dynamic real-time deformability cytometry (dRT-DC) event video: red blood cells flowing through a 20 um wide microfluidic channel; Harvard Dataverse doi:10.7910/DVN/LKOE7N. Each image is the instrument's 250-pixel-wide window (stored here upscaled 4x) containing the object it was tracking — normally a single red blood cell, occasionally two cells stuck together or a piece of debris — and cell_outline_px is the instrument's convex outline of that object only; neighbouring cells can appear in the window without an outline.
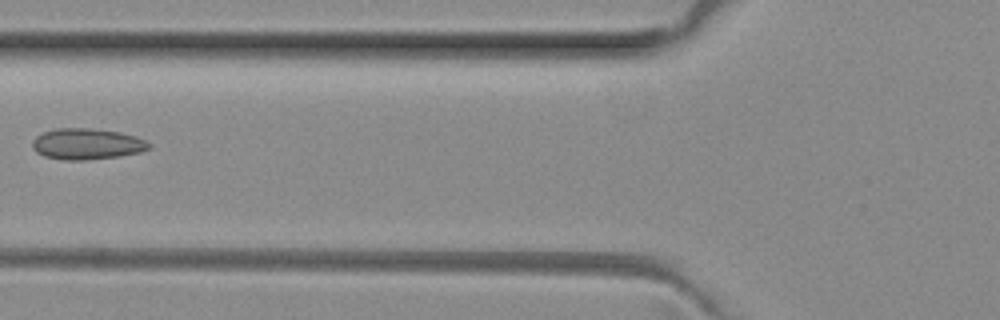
{"species": "common noctule bat (a hibernating species)", "species_latin": "Nyctalus noctula", "temperature_condition": "room temperature", "stored_images_in_passage": 7, "camera_frame_rate_fps": 3000, "um_per_image_px": 0.085, "animal": {"sex": "female", "body_mass_g": 29.2, "forearm_length_mm": 56.3}, "frame": {"image": 1, "passage_image": 6, "time_ms": 1.667, "image_size_px": [1000, 320], "cell_outline_px": [[152, 148], [140, 152], [120, 156], [84, 160], [64, 160], [44, 156], [36, 152], [32, 148], [32, 140], [36, 136], [44, 132], [56, 128], [88, 128], [120, 132], [136, 136], [152, 144]], "centroid_in_image_um": [7.39, 12.24], "position_along_channel_um": 118.4, "area_um2": 21.21}}
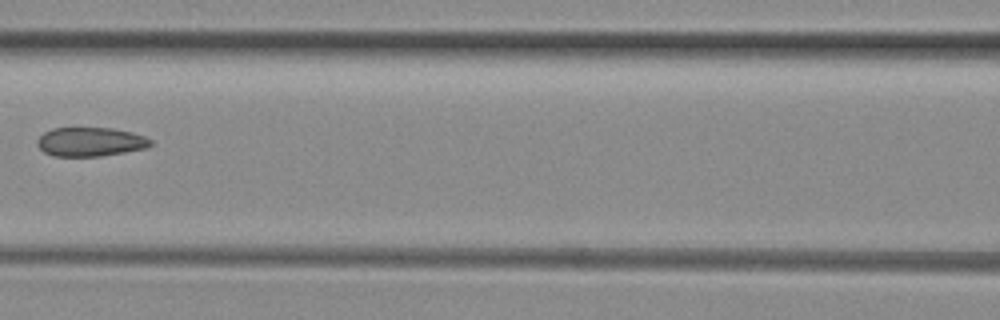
{"frame": {"image": 2, "passage_image": 7, "time_ms": 2.0, "image_size_px": [1000, 320], "cell_outline_px": [[152, 144], [148, 148], [100, 156], [52, 156], [44, 152], [36, 144], [36, 140], [44, 132], [52, 128], [112, 128], [132, 132], [144, 136], [152, 140]], "centroid_in_image_um": [7.68, 12.05], "position_along_channel_um": 158.9, "area_um2": 19.25}}